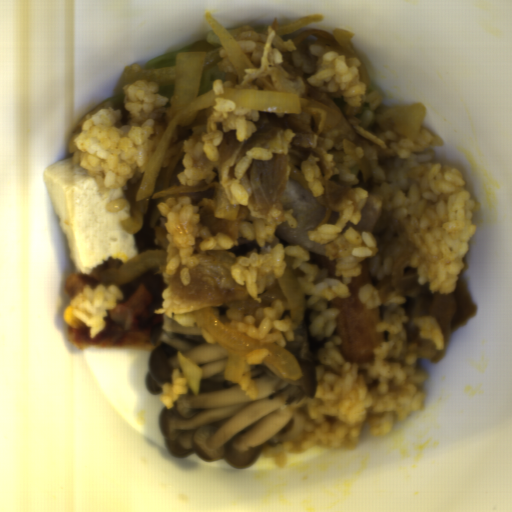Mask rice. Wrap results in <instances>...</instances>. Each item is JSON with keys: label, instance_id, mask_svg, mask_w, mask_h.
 Segmentation results:
<instances>
[{"label": "rice", "instance_id": "rice-1", "mask_svg": "<svg viewBox=\"0 0 512 512\" xmlns=\"http://www.w3.org/2000/svg\"><path fill=\"white\" fill-rule=\"evenodd\" d=\"M283 222L295 227L292 210L269 208L258 222L240 223L239 234L259 243V248L237 258L230 269L234 282L246 287L257 302L285 270H290L304 292L302 322L311 339L316 393L290 405L287 426L260 446V452L280 469L289 453L314 446L352 450L365 429L377 437L389 432L395 422L422 410L427 380L411 351L390 359V347L381 343L372 364L350 363L338 352L339 311L330 301L350 297V282L362 273L363 260L376 251L375 237L326 223L311 231L309 239L323 244L327 257L336 261L329 276L314 265L304 246L280 242L276 224Z\"/></svg>", "mask_w": 512, "mask_h": 512}, {"label": "rice", "instance_id": "rice-2", "mask_svg": "<svg viewBox=\"0 0 512 512\" xmlns=\"http://www.w3.org/2000/svg\"><path fill=\"white\" fill-rule=\"evenodd\" d=\"M385 138L394 154L376 196L413 246L409 263L418 283L429 282V290L441 295L452 293L476 231L472 217L479 203L457 167L433 159L431 148L442 141L435 132L420 127L417 137L407 138L386 130Z\"/></svg>", "mask_w": 512, "mask_h": 512}, {"label": "rice", "instance_id": "rice-3", "mask_svg": "<svg viewBox=\"0 0 512 512\" xmlns=\"http://www.w3.org/2000/svg\"><path fill=\"white\" fill-rule=\"evenodd\" d=\"M128 124L119 128L117 107L82 121L68 144L70 157L96 176L104 194L144 176L149 159L172 118L174 85L140 81L121 86Z\"/></svg>", "mask_w": 512, "mask_h": 512}, {"label": "rice", "instance_id": "rice-4", "mask_svg": "<svg viewBox=\"0 0 512 512\" xmlns=\"http://www.w3.org/2000/svg\"><path fill=\"white\" fill-rule=\"evenodd\" d=\"M158 208L164 219L168 239L165 250L166 271L171 274L179 270L182 286L186 287L190 281L189 271L197 261L193 256L196 240H199L200 250L204 252L210 249L227 251L233 238L208 233L191 196L166 198L158 203Z\"/></svg>", "mask_w": 512, "mask_h": 512}, {"label": "rice", "instance_id": "rice-5", "mask_svg": "<svg viewBox=\"0 0 512 512\" xmlns=\"http://www.w3.org/2000/svg\"><path fill=\"white\" fill-rule=\"evenodd\" d=\"M215 110L208 119L201 140L187 138L183 144L185 156L183 172H179L181 184L198 182L213 161H218L217 147L226 132H234L240 141L248 138L256 128L259 109L236 106L229 98L215 99Z\"/></svg>", "mask_w": 512, "mask_h": 512}, {"label": "rice", "instance_id": "rice-6", "mask_svg": "<svg viewBox=\"0 0 512 512\" xmlns=\"http://www.w3.org/2000/svg\"><path fill=\"white\" fill-rule=\"evenodd\" d=\"M310 50L317 58V66L307 77L309 83L320 91H342L348 105L359 107L367 92L366 83L360 79L361 61L321 44L310 45Z\"/></svg>", "mask_w": 512, "mask_h": 512}, {"label": "rice", "instance_id": "rice-7", "mask_svg": "<svg viewBox=\"0 0 512 512\" xmlns=\"http://www.w3.org/2000/svg\"><path fill=\"white\" fill-rule=\"evenodd\" d=\"M227 326L248 334L260 342L283 348L288 341L293 340L297 322L292 320L288 300L278 299L270 307L263 309L258 327L255 326L253 315L245 316L241 321H232Z\"/></svg>", "mask_w": 512, "mask_h": 512}, {"label": "rice", "instance_id": "rice-8", "mask_svg": "<svg viewBox=\"0 0 512 512\" xmlns=\"http://www.w3.org/2000/svg\"><path fill=\"white\" fill-rule=\"evenodd\" d=\"M124 295L117 285H105L99 281L95 287L83 286L82 292L70 302L73 313L88 328L90 338L95 339L105 329L103 318H108V309H114Z\"/></svg>", "mask_w": 512, "mask_h": 512}, {"label": "rice", "instance_id": "rice-9", "mask_svg": "<svg viewBox=\"0 0 512 512\" xmlns=\"http://www.w3.org/2000/svg\"><path fill=\"white\" fill-rule=\"evenodd\" d=\"M176 360L178 369L173 370L172 382L163 383L161 389V401L166 408H173L174 402L181 395H186L192 390L196 395L199 391L201 368L194 365L177 351Z\"/></svg>", "mask_w": 512, "mask_h": 512}, {"label": "rice", "instance_id": "rice-10", "mask_svg": "<svg viewBox=\"0 0 512 512\" xmlns=\"http://www.w3.org/2000/svg\"><path fill=\"white\" fill-rule=\"evenodd\" d=\"M236 41L250 61L259 64L264 54L266 34L257 32L251 25L238 27L227 31Z\"/></svg>", "mask_w": 512, "mask_h": 512}, {"label": "rice", "instance_id": "rice-11", "mask_svg": "<svg viewBox=\"0 0 512 512\" xmlns=\"http://www.w3.org/2000/svg\"><path fill=\"white\" fill-rule=\"evenodd\" d=\"M206 41L219 47L220 57L216 62L215 67L221 68L224 72V76L223 78H218L212 81V90L217 95L225 92L226 87H236L240 81L237 79L236 68L227 55L214 29L206 34Z\"/></svg>", "mask_w": 512, "mask_h": 512}, {"label": "rice", "instance_id": "rice-12", "mask_svg": "<svg viewBox=\"0 0 512 512\" xmlns=\"http://www.w3.org/2000/svg\"><path fill=\"white\" fill-rule=\"evenodd\" d=\"M267 350H253L249 353L245 359L243 372L240 379H237L242 390H245L246 396L251 400H257L259 388L255 381H253L249 375L251 365H259L264 362Z\"/></svg>", "mask_w": 512, "mask_h": 512}]
</instances>
